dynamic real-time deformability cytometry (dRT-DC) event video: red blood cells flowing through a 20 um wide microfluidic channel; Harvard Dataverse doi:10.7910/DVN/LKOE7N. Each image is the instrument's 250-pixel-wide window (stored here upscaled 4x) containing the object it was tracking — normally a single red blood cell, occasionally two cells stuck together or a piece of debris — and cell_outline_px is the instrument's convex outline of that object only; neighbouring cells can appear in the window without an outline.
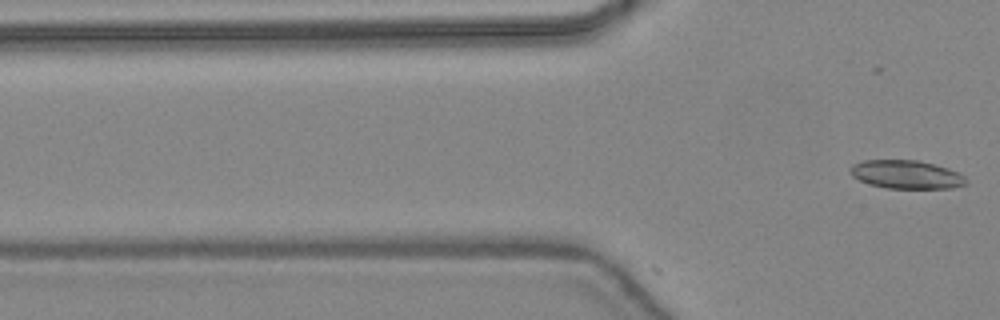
{"species": "common noctule bat (a hibernating species)", "species_latin": "Nyctalus noctula", "temperature_condition": "warm", "stored_images_in_passage": 6, "camera_frame_rate_fps": 3000, "um_per_image_px": 0.085, "animal": {"sex": "female", "body_mass_g": 24.6, "forearm_length_mm": 56.2}, "frame": {"image": 1, "passage_image": 6, "time_ms": 1.667, "image_size_px": [1000, 320], "cell_outline_px": [[968, 180], [964, 184], [952, 188], [888, 188], [872, 184], [860, 180], [852, 176], [848, 172], [852, 164], [864, 160], [916, 160], [948, 168], [960, 172]], "centroid_in_image_um": [77.03, 14.82], "position_along_channel_um": 48.8, "area_um2": 19.07}}